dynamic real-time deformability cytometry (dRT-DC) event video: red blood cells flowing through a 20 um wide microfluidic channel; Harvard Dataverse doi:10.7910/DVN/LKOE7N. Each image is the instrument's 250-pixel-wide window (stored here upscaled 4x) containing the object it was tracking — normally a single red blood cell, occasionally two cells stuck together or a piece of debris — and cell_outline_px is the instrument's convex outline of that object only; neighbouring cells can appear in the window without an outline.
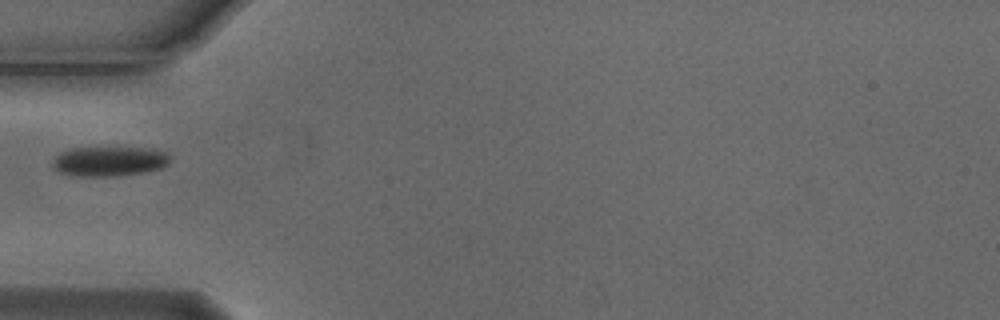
{"species": "Egyptian fruit bat (a non-hibernating species)", "species_latin": "Rousettus aegyptiacus", "temperature_condition": "cold", "stored_images_in_passage": 1, "camera_frame_rate_fps": 3000, "um_per_image_px": 0.085, "animal": {"sex": "male"}, "frame": {"image": 1, "passage_image": 1, "time_ms": 0.0, "image_size_px": [1000, 320], "cell_outline_px": [[172, 160], [168, 164], [160, 168], [144, 172], [120, 176], [72, 176], [56, 172], [52, 168], [52, 160], [60, 152], [72, 148], [152, 148], [164, 152], [172, 156]], "centroid_in_image_um": [9.27, 13.72], "position_along_channel_um": 75.7, "area_um2": 20.69}}